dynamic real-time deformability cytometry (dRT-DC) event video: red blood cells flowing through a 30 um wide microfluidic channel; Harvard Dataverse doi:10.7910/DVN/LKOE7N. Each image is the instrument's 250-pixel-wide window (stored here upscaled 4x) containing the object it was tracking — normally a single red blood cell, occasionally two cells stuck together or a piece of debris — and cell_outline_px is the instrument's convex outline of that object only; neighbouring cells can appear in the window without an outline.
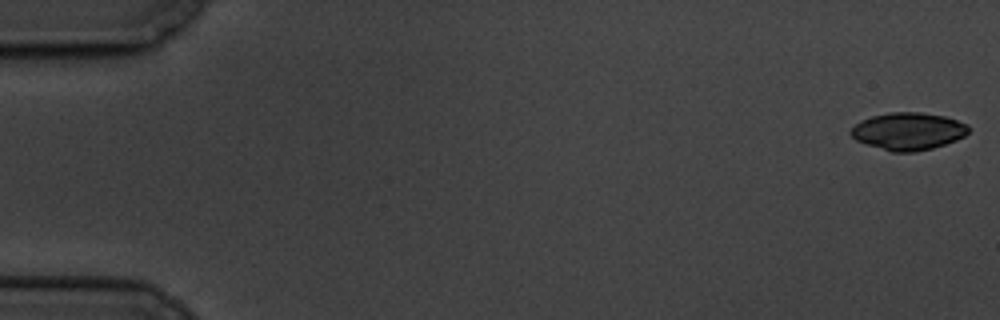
{"species": "common noctule bat (a hibernating species)", "species_latin": "Nyctalus noctula", "temperature_condition": "cold", "stored_images_in_passage": 7, "segment_of_instrument_passage": [1, 2], "camera_frame_rate_fps": 3000, "um_per_image_px": 0.085, "animal": {"sex": "male", "body_mass_g": 19.5, "forearm_length_mm": 54.6}, "frame": {"image": 1, "passage_image": 1, "time_ms": 0.0, "image_size_px": [1000, 320], "cell_outline_px": [[968, 132], [964, 136], [956, 140], [932, 148], [916, 152], [892, 152], [856, 140], [848, 132], [860, 120], [872, 116], [892, 112], [920, 112], [944, 116], [968, 124]], "centroid_in_image_um": [77.19, 11.15], "position_along_channel_um": 7.8, "area_um2": 25.49}}
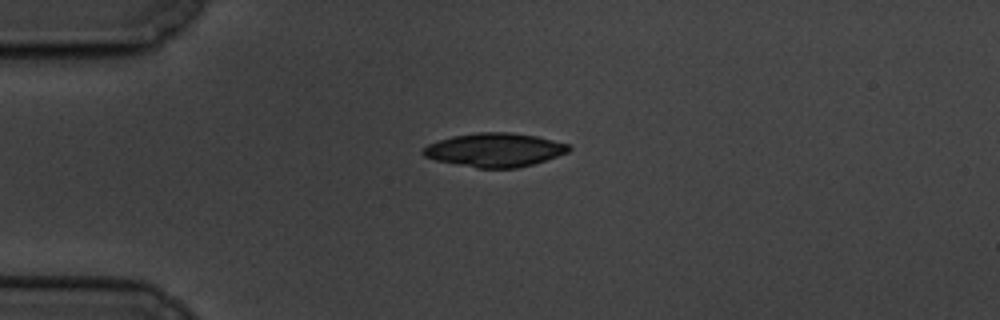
{"frame": {"image": 2, "passage_image": 5, "time_ms": 4.667, "image_size_px": [1000, 320], "cell_outline_px": [[572, 148], [568, 152], [532, 164], [516, 168], [476, 168], [436, 160], [424, 156], [420, 152], [428, 144], [452, 136], [476, 132], [512, 132], [536, 136], [568, 144]], "centroid_in_image_um": [42.03, 12.74], "position_along_channel_um": 43.0, "area_um2": 28.5}}